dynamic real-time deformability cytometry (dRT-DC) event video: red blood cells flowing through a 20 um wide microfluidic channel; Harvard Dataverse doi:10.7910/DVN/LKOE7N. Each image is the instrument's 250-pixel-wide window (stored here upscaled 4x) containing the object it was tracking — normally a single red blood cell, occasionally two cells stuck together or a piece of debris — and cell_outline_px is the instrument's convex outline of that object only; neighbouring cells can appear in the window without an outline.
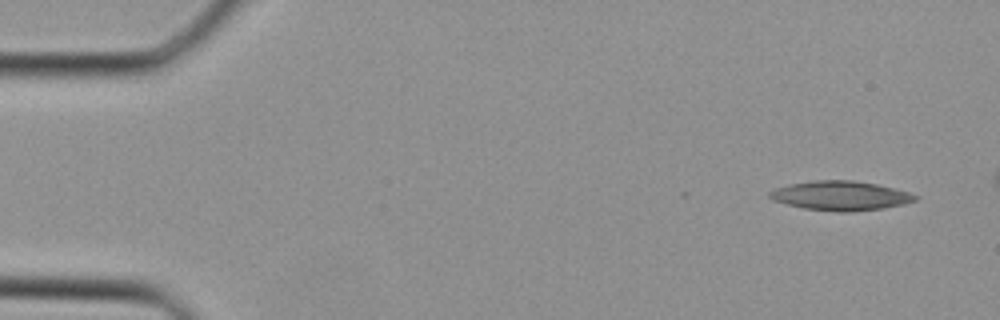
{"species": "Egyptian fruit bat (a non-hibernating species)", "species_latin": "Rousettus aegyptiacus", "temperature_condition": "cold", "stored_images_in_passage": 21, "camera_frame_rate_fps": 3000, "um_per_image_px": 0.085, "animal": {"sex": "female"}, "frame": {"image": 1, "passage_image": 1, "time_ms": 0.0, "image_size_px": [1000, 320], "cell_outline_px": [[920, 196], [916, 200], [904, 204], [884, 208], [852, 212], [836, 212], [804, 208], [772, 200], [768, 196], [768, 192], [776, 188], [788, 184], [812, 180], [852, 180], [876, 184], [908, 192]], "centroid_in_image_um": [71.43, 16.63], "position_along_channel_um": 13.6, "area_um2": 24.97}}
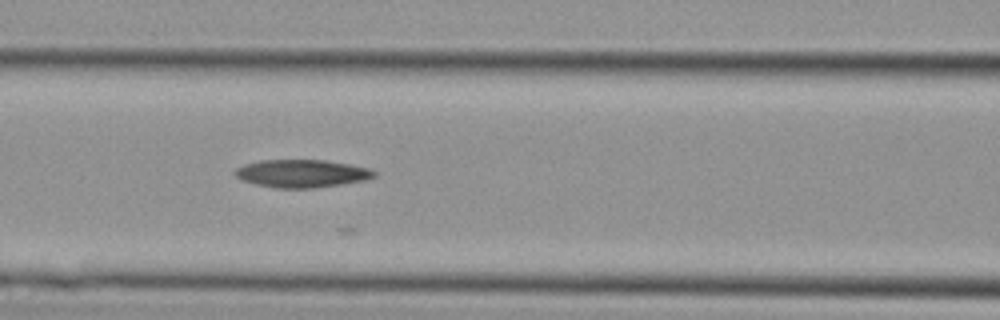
{"frame": {"image": 2, "passage_image": 14, "time_ms": 4.333, "image_size_px": [1000, 320], "cell_outline_px": [[376, 176], [364, 180], [340, 184], [312, 188], [276, 188], [256, 184], [240, 180], [236, 176], [236, 168], [244, 164], [260, 160], [324, 160], [348, 164], [368, 168], [376, 172]], "centroid_in_image_um": [25.62, 14.74], "position_along_channel_um": 141.0, "area_um2": 22.37}}
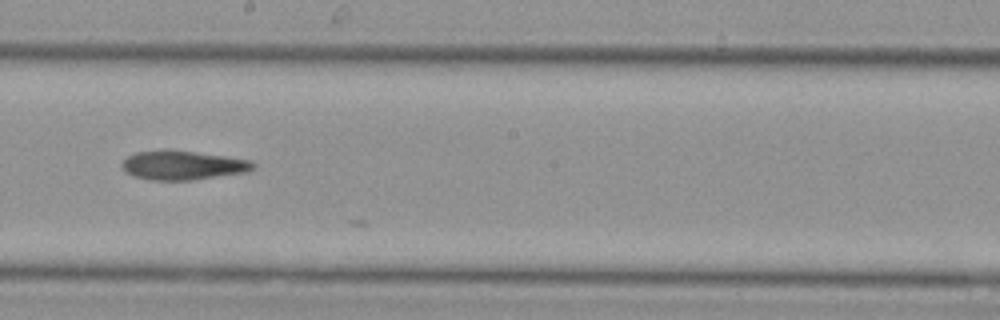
{"frame": {"image": 3, "passage_image": 19, "time_ms": 6.0, "image_size_px": [1000, 320], "cell_outline_px": [[256, 168], [248, 172], [192, 180], [152, 180], [132, 176], [120, 164], [128, 156], [136, 152], [164, 148], [172, 148], [252, 160], [256, 164]], "centroid_in_image_um": [15.57, 14.02], "position_along_channel_um": 232.6, "area_um2": 22.77}}